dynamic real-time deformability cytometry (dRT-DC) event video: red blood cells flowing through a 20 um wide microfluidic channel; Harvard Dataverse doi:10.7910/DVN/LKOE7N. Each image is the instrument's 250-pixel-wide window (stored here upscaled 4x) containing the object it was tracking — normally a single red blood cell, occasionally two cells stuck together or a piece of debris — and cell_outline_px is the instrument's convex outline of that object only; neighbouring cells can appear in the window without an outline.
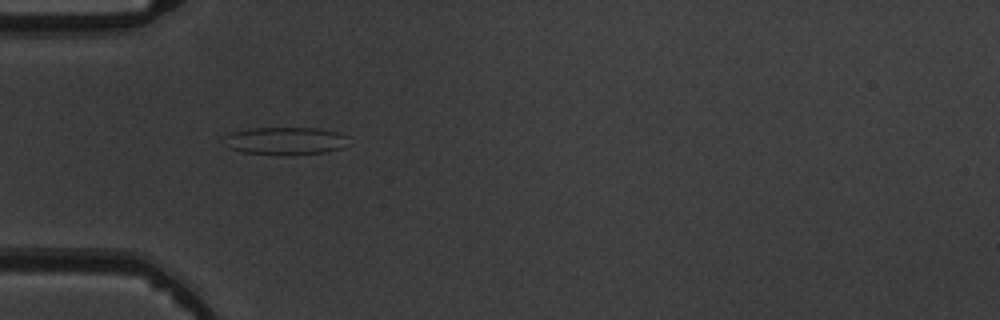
{"species": "common noctule bat (a hibernating species)", "species_latin": "Nyctalus noctula", "temperature_condition": "warm", "stored_images_in_passage": 7, "camera_frame_rate_fps": 3000, "um_per_image_px": 0.085, "animal": {"sex": "male", "body_mass_g": 19.5, "forearm_length_mm": 54.6}, "frame": {"image": 1, "passage_image": 5, "time_ms": 5.0, "image_size_px": [1000, 320], "cell_outline_px": [[348, 144], [340, 148], [324, 152], [244, 152], [228, 148], [224, 136], [232, 132], [248, 128], [320, 128], [336, 132], [348, 136]], "centroid_in_image_um": [24.26, 11.91], "position_along_channel_um": 60.7, "area_um2": 19.07}}
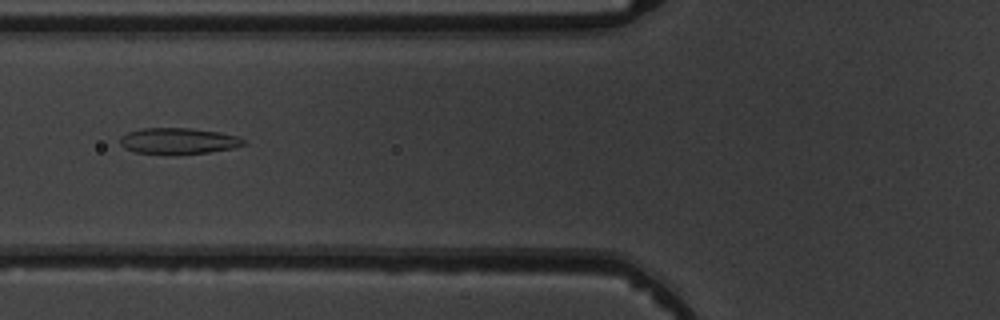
{"frame": {"image": 2, "passage_image": 6, "time_ms": 6.333, "image_size_px": [1000, 320], "cell_outline_px": [[244, 144], [236, 148], [208, 152], [168, 156], [136, 152], [124, 148], [120, 144], [120, 136], [128, 132], [144, 128], [188, 128], [220, 132], [236, 136], [244, 140]], "centroid_in_image_um": [15.13, 12.01], "position_along_channel_um": 110.7, "area_um2": 19.13}}
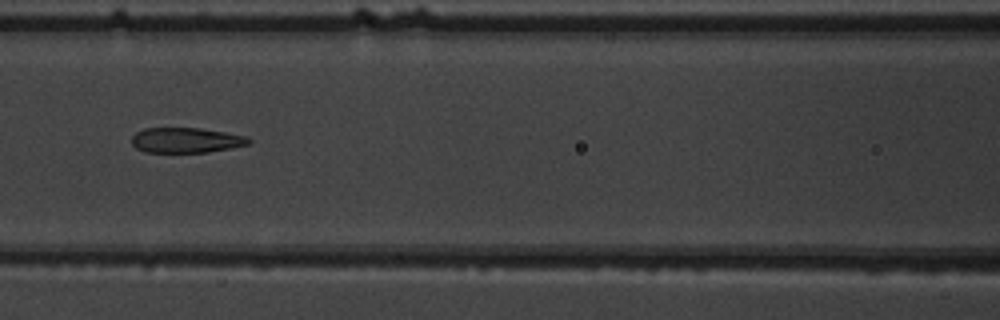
{"frame": {"image": 3, "passage_image": 7, "time_ms": 7.333, "image_size_px": [1000, 320], "cell_outline_px": [[252, 140], [248, 144], [208, 152], [144, 152], [136, 148], [132, 144], [132, 136], [136, 132], [144, 128], [200, 128], [248, 136]], "centroid_in_image_um": [15.79, 11.91], "position_along_channel_um": 150.8, "area_um2": 17.11}}